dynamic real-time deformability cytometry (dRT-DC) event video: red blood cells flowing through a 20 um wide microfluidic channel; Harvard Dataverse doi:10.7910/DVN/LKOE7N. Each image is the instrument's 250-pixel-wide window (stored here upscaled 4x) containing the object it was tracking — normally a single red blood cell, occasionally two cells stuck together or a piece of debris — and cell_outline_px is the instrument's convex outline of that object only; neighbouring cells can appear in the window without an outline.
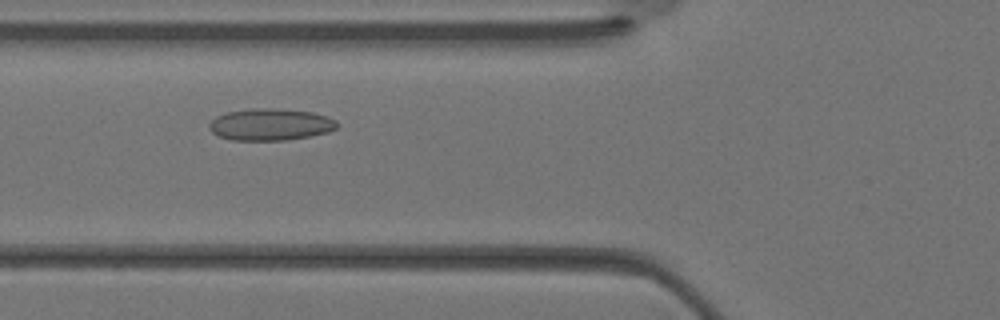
{"species": "Egyptian fruit bat (a non-hibernating species)", "species_latin": "Rousettus aegyptiacus", "temperature_condition": "warm", "stored_images_in_passage": 31, "camera_frame_rate_fps": 3000, "um_per_image_px": 0.085, "animal": {"sex": "female"}, "frame": {"image": 1, "passage_image": 9, "time_ms": 2.667, "image_size_px": [1000, 320], "cell_outline_px": [[340, 124], [336, 128], [328, 132], [288, 140], [232, 140], [220, 136], [212, 132], [208, 128], [208, 124], [216, 116], [228, 112], [252, 108], [272, 108], [312, 112], [328, 116], [336, 120]], "centroid_in_image_um": [23.0, 10.58], "position_along_channel_um": 102.8, "area_um2": 23.76}}
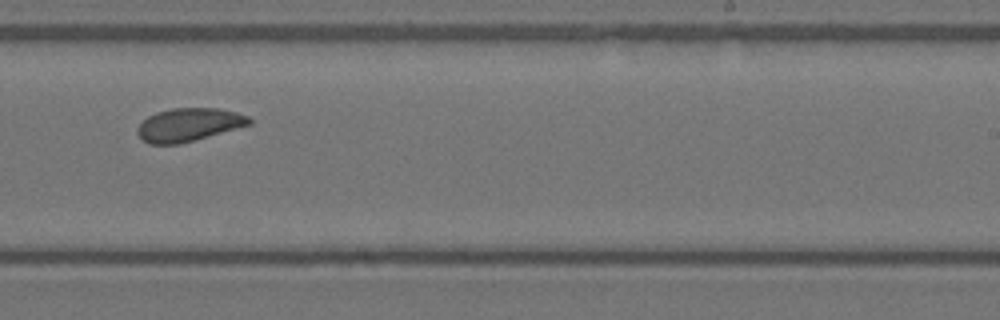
{"frame": {"image": 2, "passage_image": 18, "time_ms": 5.667, "image_size_px": [1000, 320], "cell_outline_px": [[252, 124], [180, 144], [148, 144], [136, 132], [136, 128], [148, 116], [156, 112], [172, 108], [220, 108], [236, 112], [248, 116], [252, 120]], "centroid_in_image_um": [16.05, 10.6], "position_along_channel_um": 273.0, "area_um2": 21.62}}
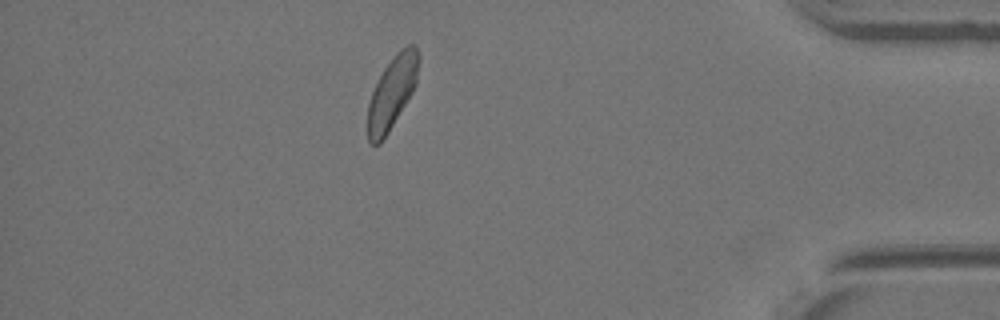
{"frame": {"image": 3, "passage_image": 27, "time_ms": 8.667, "image_size_px": [1000, 320], "cell_outline_px": [[420, 60], [416, 84], [412, 92], [388, 132], [380, 144], [372, 144], [368, 140], [368, 104], [372, 92], [384, 68], [396, 52], [408, 44], [416, 44], [420, 56]], "centroid_in_image_um": [33.35, 7.81], "position_along_channel_um": 401.9, "area_um2": 21.33}}